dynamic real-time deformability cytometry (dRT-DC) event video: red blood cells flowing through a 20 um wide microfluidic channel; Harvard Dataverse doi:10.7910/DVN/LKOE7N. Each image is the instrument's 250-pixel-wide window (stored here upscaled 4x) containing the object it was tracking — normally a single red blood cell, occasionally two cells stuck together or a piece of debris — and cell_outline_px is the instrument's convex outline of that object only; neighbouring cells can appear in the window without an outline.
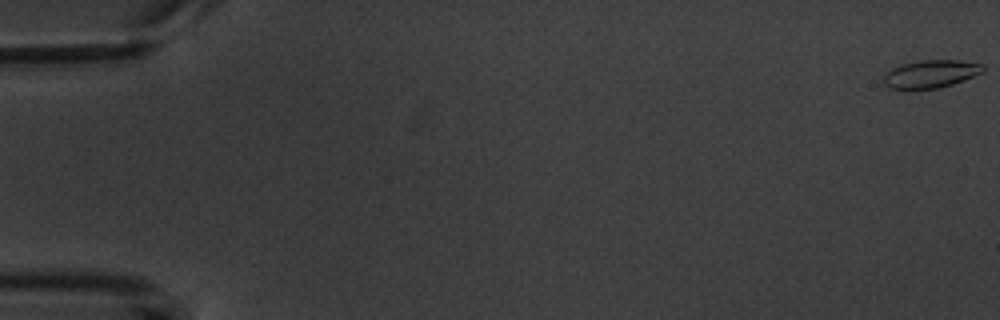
{"species": "common noctule bat (a hibernating species)", "species_latin": "Nyctalus noctula", "temperature_condition": "warm", "stored_images_in_passage": 6, "camera_frame_rate_fps": 3000, "um_per_image_px": 0.085, "animal": {"sex": "male", "body_mass_g": 20.1, "forearm_length_mm": 53.5}, "frame": {"image": 1, "passage_image": 1, "time_ms": 0.0, "image_size_px": [1000, 320], "cell_outline_px": [[984, 72], [964, 80], [940, 88], [888, 88], [884, 84], [884, 72], [900, 64], [920, 60], [956, 60], [984, 64]], "centroid_in_image_um": [79.11, 6.27], "position_along_channel_um": 5.9, "area_um2": 16.13}}